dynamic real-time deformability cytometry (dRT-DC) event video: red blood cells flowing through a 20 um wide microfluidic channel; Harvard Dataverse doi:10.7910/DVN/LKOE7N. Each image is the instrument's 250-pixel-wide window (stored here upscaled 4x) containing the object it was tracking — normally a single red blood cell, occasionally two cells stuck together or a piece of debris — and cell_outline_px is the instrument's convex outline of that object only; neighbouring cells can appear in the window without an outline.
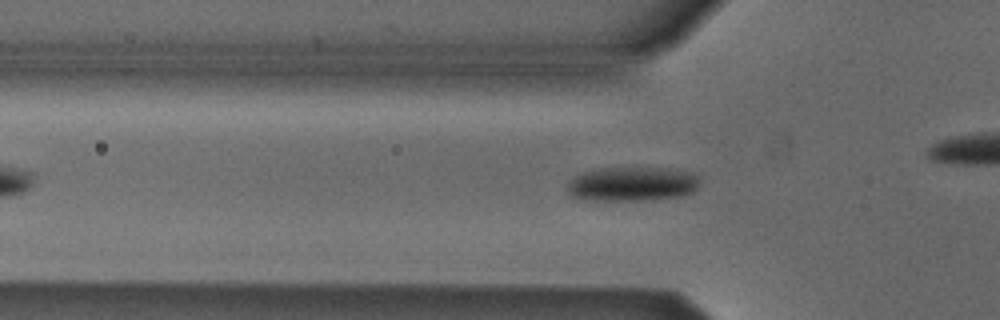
{"species": "Egyptian fruit bat (a non-hibernating species)", "species_latin": "Rousettus aegyptiacus", "temperature_condition": "cold", "stored_images_in_passage": 49, "camera_frame_rate_fps": 3000, "um_per_image_px": 0.085, "animal": {"sex": "male"}, "frame": {"image": 1, "passage_image": 12, "time_ms": 3.667, "image_size_px": [1000, 320], "cell_outline_px": [[700, 184], [692, 192], [680, 196], [648, 200], [576, 200], [568, 192], [568, 184], [576, 176], [584, 172], [600, 168], [676, 168], [692, 172], [700, 176]], "centroid_in_image_um": [53.78, 15.64], "position_along_channel_um": 72.0, "area_um2": 26.76}}
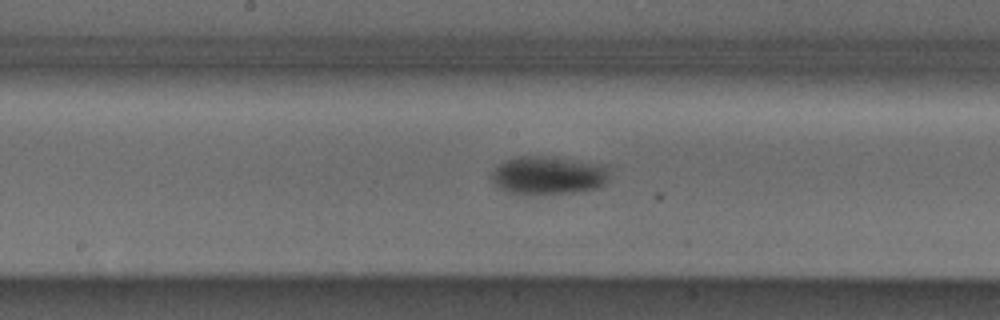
{"frame": {"image": 2, "passage_image": 22, "time_ms": 7.0, "image_size_px": [1000, 320], "cell_outline_px": [[612, 164], [608, 180], [600, 188], [572, 192], [520, 196], [496, 188], [492, 180], [492, 172], [500, 164], [508, 160], [520, 156], [544, 156]], "centroid_in_image_um": [46.67, 14.92], "position_along_channel_um": 201.5, "area_um2": 27.11}}
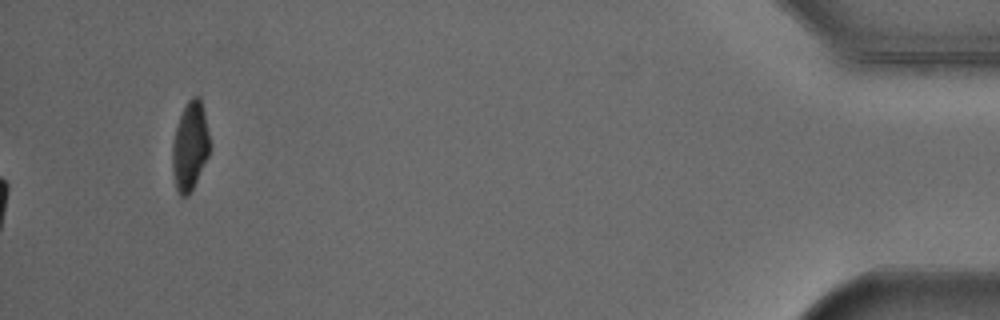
{"frame": {"image": 3, "passage_image": 49, "time_ms": 16.0, "image_size_px": [1000, 320], "cell_outline_px": [[208, 156], [188, 196], [180, 196], [176, 188], [172, 172], [172, 144], [176, 128], [180, 116], [188, 100], [192, 96], [200, 96], [204, 112], [208, 132]], "centroid_in_image_um": [16.12, 12.42], "position_along_channel_um": 419.1, "area_um2": 18.9}, "authors_computed_cell_mechanics": {"area_um2": 23.7558, "velocity_mm_per_s": 3.8851, "shape_relaxation_time_tau1_ms": 3.2429, "shape_relaxation_time_tau2_ms": null, "deformation_change_tau1": 0.11, "deformation_change_tau2": null}}